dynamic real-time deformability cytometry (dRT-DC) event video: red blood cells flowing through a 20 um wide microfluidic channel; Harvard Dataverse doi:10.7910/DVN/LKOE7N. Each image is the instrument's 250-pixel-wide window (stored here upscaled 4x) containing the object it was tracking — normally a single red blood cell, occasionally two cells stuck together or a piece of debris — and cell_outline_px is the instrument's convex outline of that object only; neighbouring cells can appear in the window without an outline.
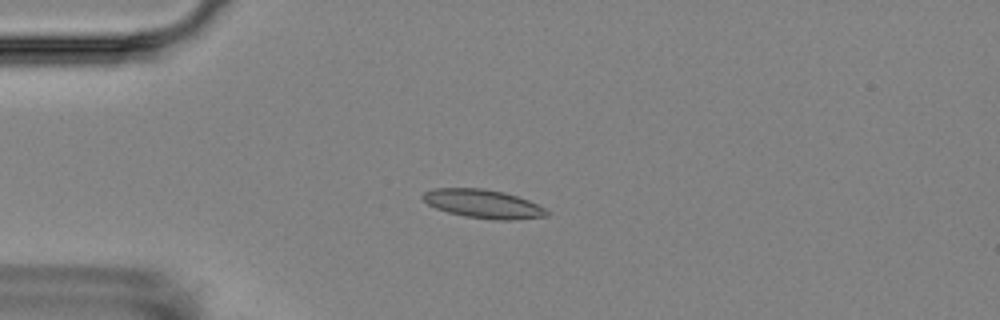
{"species": "Egyptian fruit bat (a non-hibernating species)", "species_latin": "Rousettus aegyptiacus", "temperature_condition": "room temperature", "stored_images_in_passage": 4, "camera_frame_rate_fps": 3000, "um_per_image_px": 0.085, "animal": {"sex": "female"}, "frame": {"image": 1, "passage_image": 3, "time_ms": 2.333, "image_size_px": [1000, 320], "cell_outline_px": [[548, 216], [512, 220], [496, 220], [464, 216], [448, 212], [436, 208], [428, 204], [420, 196], [424, 192], [432, 188], [480, 188], [504, 192], [528, 200], [544, 208], [548, 212]], "centroid_in_image_um": [41.04, 17.32], "position_along_channel_um": 44.0, "area_um2": 20.58}}